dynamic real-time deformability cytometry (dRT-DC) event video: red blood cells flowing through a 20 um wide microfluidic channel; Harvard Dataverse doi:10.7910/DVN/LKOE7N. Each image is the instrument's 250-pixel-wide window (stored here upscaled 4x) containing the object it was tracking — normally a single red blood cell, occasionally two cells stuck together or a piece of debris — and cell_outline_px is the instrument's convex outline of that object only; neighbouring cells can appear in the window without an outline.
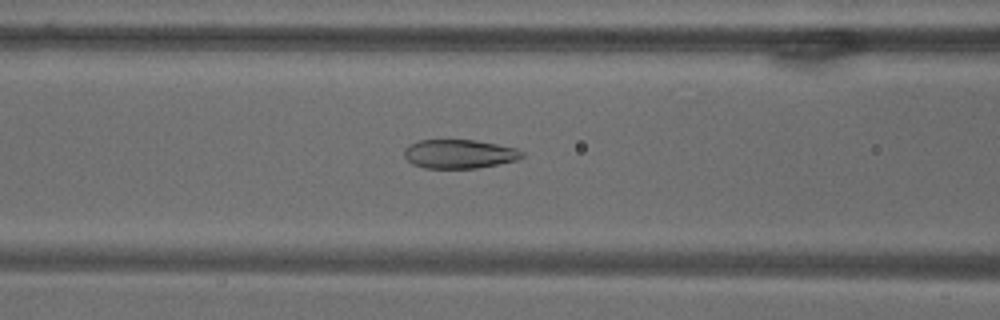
{"species": "common noctule bat (a hibernating species)", "species_latin": "Nyctalus noctula", "temperature_condition": "warm", "stored_images_in_passage": 72, "camera_frame_rate_fps": 3000, "um_per_image_px": 0.085, "animal": {"sex": "male", "body_mass_g": 18.8}, "frame": {"image": 1, "passage_image": 31, "time_ms": 10.0, "image_size_px": [1000, 320], "cell_outline_px": [[524, 156], [516, 160], [476, 168], [424, 168], [412, 164], [404, 156], [404, 148], [408, 144], [420, 140], [476, 140], [516, 148], [524, 152]], "centroid_in_image_um": [39.01, 13.08], "position_along_channel_um": 127.6, "area_um2": 19.83}}
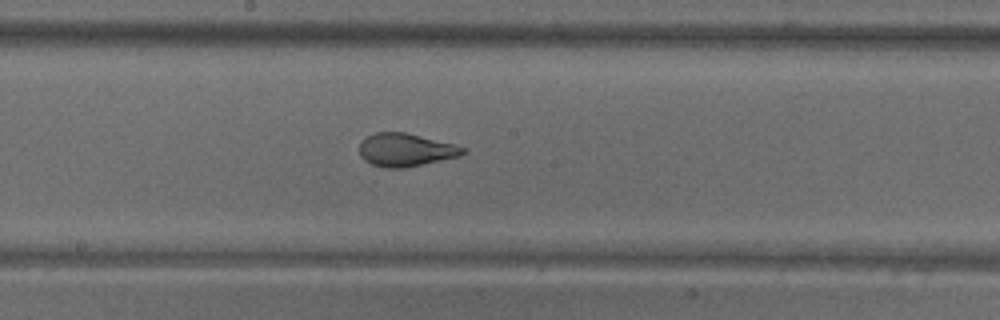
{"frame": {"image": 2, "passage_image": 40, "time_ms": 13.0, "image_size_px": [1000, 320], "cell_outline_px": [[468, 152], [460, 156], [404, 168], [388, 168], [372, 164], [364, 160], [360, 156], [360, 140], [376, 132], [404, 132], [456, 144], [464, 148]], "centroid_in_image_um": [34.49, 12.74], "position_along_channel_um": 213.7, "area_um2": 19.94}}
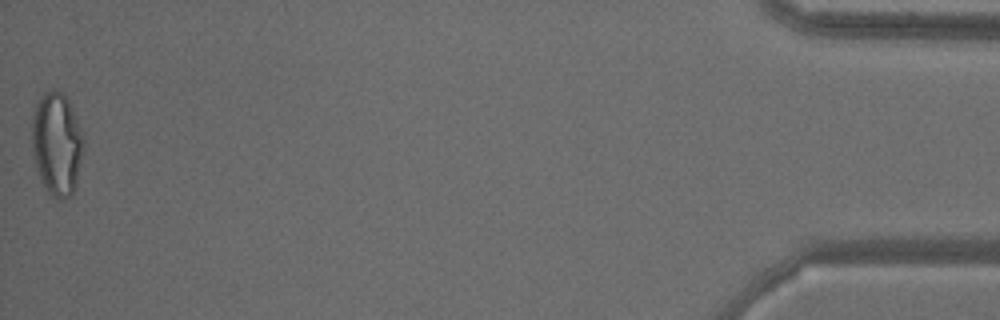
{"frame": {"image": 3, "passage_image": 72, "time_ms": 23.667, "image_size_px": [1000, 320], "cell_outline_px": [[84, 144], [76, 184], [72, 196], [60, 200], [52, 196], [48, 192], [40, 180], [36, 164], [32, 144], [32, 120], [36, 104], [52, 88], [60, 92], [68, 100], [72, 108], [84, 136]], "centroid_in_image_um": [4.85, 12.27], "position_along_channel_um": 430.4, "area_um2": 30.69}}